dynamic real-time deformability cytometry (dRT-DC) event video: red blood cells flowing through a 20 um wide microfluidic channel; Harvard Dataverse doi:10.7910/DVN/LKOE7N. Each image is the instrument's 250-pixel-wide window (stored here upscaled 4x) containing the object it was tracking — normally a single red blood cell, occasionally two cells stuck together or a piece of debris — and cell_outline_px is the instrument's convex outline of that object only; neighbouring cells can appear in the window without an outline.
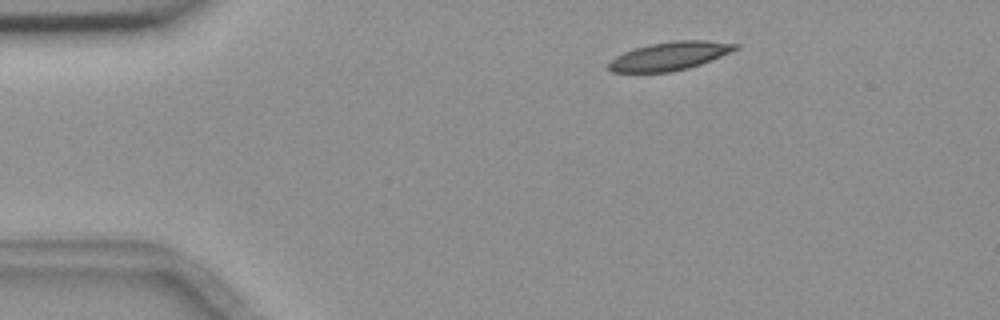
{"species": "common noctule bat (a hibernating species)", "species_latin": "Nyctalus noctula", "temperature_condition": "room temperature", "stored_images_in_passage": 2, "camera_frame_rate_fps": 3000, "um_per_image_px": 0.085, "animal": {"sex": "female", "body_mass_g": 18.4}, "frame": {"image": 1, "passage_image": 1, "time_ms": 0.0, "image_size_px": [1000, 320], "cell_outline_px": [[740, 48], [712, 60], [688, 68], [672, 72], [612, 72], [608, 68], [608, 64], [616, 56], [624, 52], [648, 44], [672, 40], [708, 40], [740, 44]], "centroid_in_image_um": [56.97, 4.75], "position_along_channel_um": 28.0, "area_um2": 21.04}}